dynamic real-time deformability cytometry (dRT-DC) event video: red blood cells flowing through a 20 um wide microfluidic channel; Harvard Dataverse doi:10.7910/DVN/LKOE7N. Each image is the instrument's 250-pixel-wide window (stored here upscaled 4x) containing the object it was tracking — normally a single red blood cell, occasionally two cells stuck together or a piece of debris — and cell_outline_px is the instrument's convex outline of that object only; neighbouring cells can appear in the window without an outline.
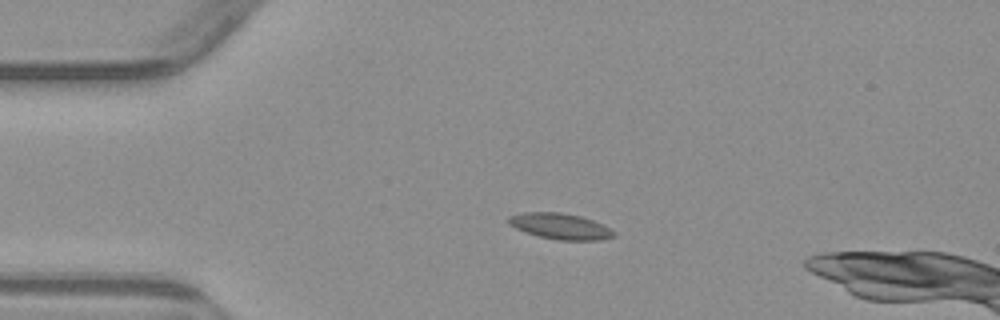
{"species": "common noctule bat (a hibernating species)", "species_latin": "Nyctalus noctula", "temperature_condition": "warm", "stored_images_in_passage": 3, "camera_frame_rate_fps": 3000, "um_per_image_px": 0.085, "animal": {"sex": "male", "body_mass_g": 23.1, "forearm_length_mm": 52.7}, "frame": {"image": 1, "passage_image": 2, "time_ms": 2.0, "image_size_px": [1000, 320], "cell_outline_px": [[616, 236], [600, 240], [560, 240], [540, 236], [516, 228], [508, 224], [508, 216], [524, 212], [560, 212], [580, 216], [592, 220], [616, 232]], "centroid_in_image_um": [47.62, 19.22], "position_along_channel_um": 37.4, "area_um2": 15.66}}